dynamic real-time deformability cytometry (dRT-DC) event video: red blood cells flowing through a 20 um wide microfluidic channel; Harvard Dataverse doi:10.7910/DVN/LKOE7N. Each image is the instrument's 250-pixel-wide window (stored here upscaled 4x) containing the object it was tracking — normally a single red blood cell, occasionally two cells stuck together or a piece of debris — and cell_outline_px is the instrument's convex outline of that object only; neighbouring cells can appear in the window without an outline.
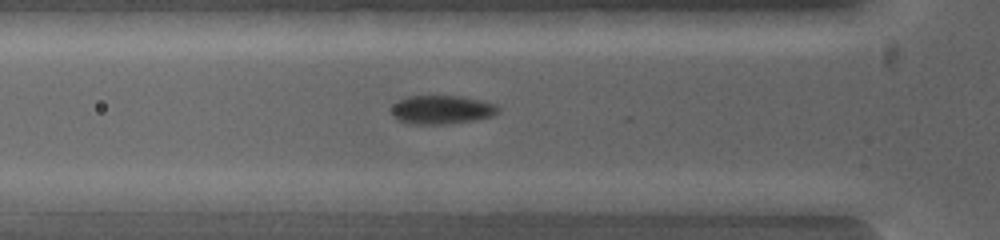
{"species": "common noctule bat (a hibernating species)", "species_latin": "Nyctalus noctula", "temperature_condition": "warm", "stored_images_in_passage": 5, "camera_frame_rate_fps": 5000, "um_per_image_px": 0.085, "animal": {"sex": "female", "body_mass_g": 19.0, "forearm_length_mm": 53.3}, "frame": {"image": 1, "passage_image": 3, "time_ms": 0.6, "image_size_px": [1000, 240], "cell_outline_px": [[740, 200], [732, 208], [652, 208], [640, 200], [652, 192], [728, 192]], "centroid_in_image_um": [58.69, 17.01], "position_along_channel_um": 67.1, "area_um2": 10.29}}